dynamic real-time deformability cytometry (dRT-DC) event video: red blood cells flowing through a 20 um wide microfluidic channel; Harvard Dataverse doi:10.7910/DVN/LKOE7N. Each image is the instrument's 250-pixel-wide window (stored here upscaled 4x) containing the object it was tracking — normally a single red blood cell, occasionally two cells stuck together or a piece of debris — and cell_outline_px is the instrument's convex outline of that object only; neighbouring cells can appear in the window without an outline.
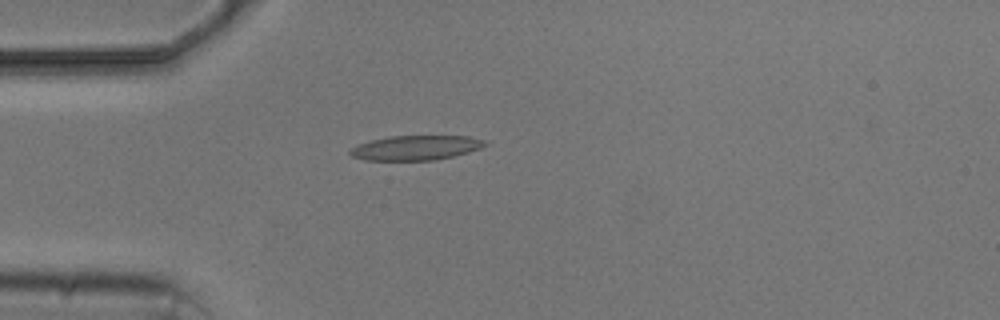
{"species": "common noctule bat (a hibernating species)", "species_latin": "Nyctalus noctula", "temperature_condition": "cold", "stored_images_in_passage": 6, "camera_frame_rate_fps": 3000, "um_per_image_px": 0.085, "animal": {"sex": "male", "body_mass_g": 20.5, "forearm_length_mm": 52.5}, "frame": {"image": 1, "passage_image": 6, "time_ms": 6.0, "image_size_px": [1000, 320], "cell_outline_px": [[488, 144], [480, 148], [468, 152], [452, 156], [432, 160], [364, 160], [352, 156], [348, 152], [356, 144], [388, 136], [468, 136], [484, 140]], "centroid_in_image_um": [35.31, 12.55], "position_along_channel_um": 49.7, "area_um2": 19.25}}